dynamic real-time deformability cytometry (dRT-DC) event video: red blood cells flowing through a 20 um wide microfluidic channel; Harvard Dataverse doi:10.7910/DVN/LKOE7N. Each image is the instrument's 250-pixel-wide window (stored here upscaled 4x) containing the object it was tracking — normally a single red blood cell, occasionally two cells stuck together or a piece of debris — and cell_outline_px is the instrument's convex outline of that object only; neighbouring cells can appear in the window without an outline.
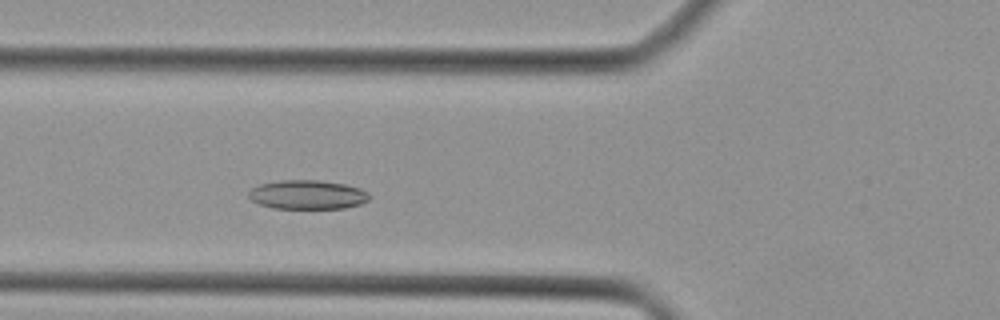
{"species": "Egyptian fruit bat (a non-hibernating species)", "species_latin": "Rousettus aegyptiacus", "temperature_condition": "cold", "stored_images_in_passage": 38, "camera_frame_rate_fps": 3000, "um_per_image_px": 0.085, "animal": {"sex": "female"}, "frame": {"image": 1, "passage_image": 10, "time_ms": 3.0, "image_size_px": [1000, 320], "cell_outline_px": [[368, 200], [360, 204], [344, 208], [272, 208], [260, 204], [252, 200], [248, 196], [248, 192], [252, 188], [260, 184], [280, 180], [320, 180], [344, 184], [360, 188], [368, 192]], "centroid_in_image_um": [26.12, 16.54], "position_along_channel_um": 99.7, "area_um2": 20.35}}
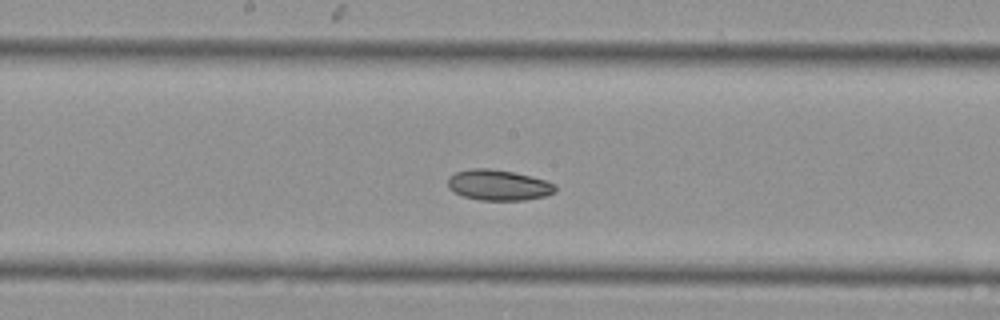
{"frame": {"image": 2, "passage_image": 17, "time_ms": 5.333, "image_size_px": [1000, 320], "cell_outline_px": [[556, 192], [544, 196], [524, 200], [480, 200], [464, 196], [448, 188], [448, 176], [456, 172], [472, 168], [488, 168], [512, 172], [532, 176], [556, 184]], "centroid_in_image_um": [42.37, 15.73], "position_along_channel_um": 205.8, "area_um2": 19.13}}
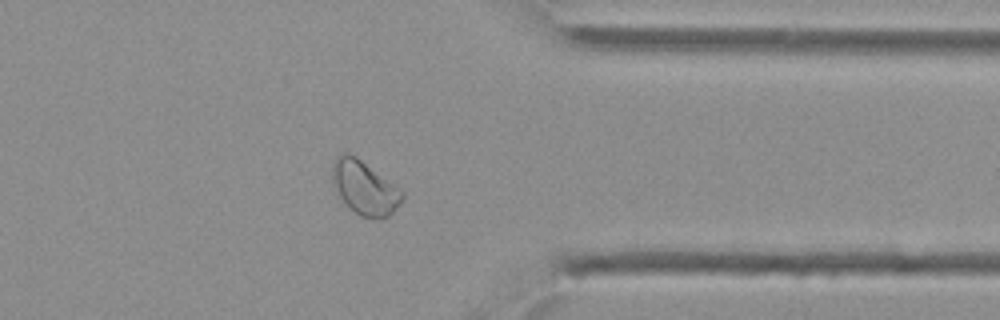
{"frame": {"image": 3, "passage_image": 29, "time_ms": 9.333, "image_size_px": [1000, 320], "cell_outline_px": [[404, 200], [388, 216], [380, 220], [360, 216], [336, 192], [332, 184], [332, 160], [340, 152], [348, 152], [356, 156], [400, 188], [404, 192]], "centroid_in_image_um": [30.99, 15.93], "position_along_channel_um": 380.4, "area_um2": 22.08}}